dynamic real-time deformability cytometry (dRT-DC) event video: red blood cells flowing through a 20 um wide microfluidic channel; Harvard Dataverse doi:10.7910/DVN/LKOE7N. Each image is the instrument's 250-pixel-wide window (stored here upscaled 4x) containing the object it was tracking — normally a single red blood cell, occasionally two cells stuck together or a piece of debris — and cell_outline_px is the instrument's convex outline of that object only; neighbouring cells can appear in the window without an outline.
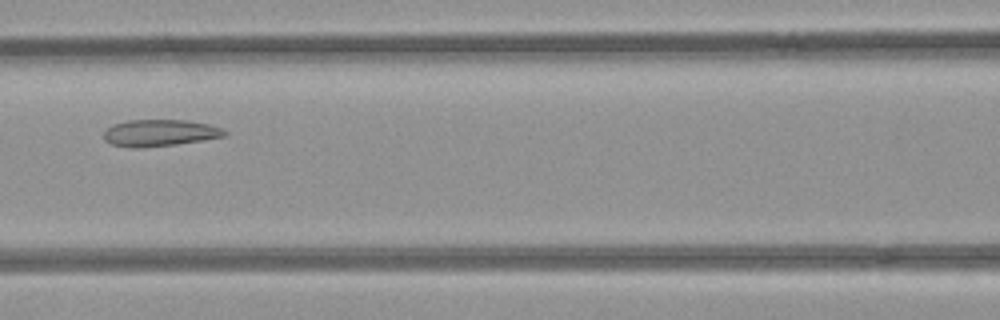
{"species": "common noctule bat (a hibernating species)", "species_latin": "Nyctalus noctula", "temperature_condition": "room temperature", "stored_images_in_passage": 6, "camera_frame_rate_fps": 3000, "um_per_image_px": 0.085, "animal": {"sex": "female", "body_mass_g": 21.9}, "frame": {"image": 1, "passage_image": 6, "time_ms": 1.667, "image_size_px": [1000, 320], "cell_outline_px": [[228, 136], [204, 140], [176, 144], [136, 148], [132, 148], [112, 144], [104, 140], [104, 132], [112, 124], [128, 120], [188, 120], [208, 124], [220, 128], [228, 132]], "centroid_in_image_um": [13.6, 11.29], "position_along_channel_um": 153.0, "area_um2": 18.84}}